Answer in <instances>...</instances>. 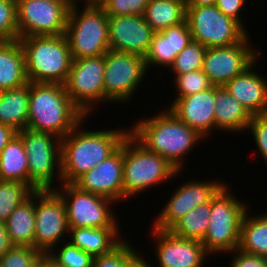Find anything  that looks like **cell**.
Returning a JSON list of instances; mask_svg holds the SVG:
<instances>
[{"mask_svg": "<svg viewBox=\"0 0 267 267\" xmlns=\"http://www.w3.org/2000/svg\"><path fill=\"white\" fill-rule=\"evenodd\" d=\"M163 108L149 118L138 119L130 127V134L148 151L165 158L178 171H183L187 155L194 152V147H198L205 138L169 108Z\"/></svg>", "mask_w": 267, "mask_h": 267, "instance_id": "1", "label": "cell"}, {"mask_svg": "<svg viewBox=\"0 0 267 267\" xmlns=\"http://www.w3.org/2000/svg\"><path fill=\"white\" fill-rule=\"evenodd\" d=\"M89 117H85L72 131L61 139L62 183H74L80 176L98 166L111 156L130 133L128 128L84 127ZM84 127V128H83ZM87 129V130H86ZM105 129V130H104Z\"/></svg>", "mask_w": 267, "mask_h": 267, "instance_id": "2", "label": "cell"}, {"mask_svg": "<svg viewBox=\"0 0 267 267\" xmlns=\"http://www.w3.org/2000/svg\"><path fill=\"white\" fill-rule=\"evenodd\" d=\"M85 115L73 104L59 83L30 82L27 127L38 132H48L63 139Z\"/></svg>", "mask_w": 267, "mask_h": 267, "instance_id": "3", "label": "cell"}, {"mask_svg": "<svg viewBox=\"0 0 267 267\" xmlns=\"http://www.w3.org/2000/svg\"><path fill=\"white\" fill-rule=\"evenodd\" d=\"M178 171L165 158L148 151L130 133L123 140V190L124 201L142 196L157 185L175 179ZM166 181V182H165Z\"/></svg>", "mask_w": 267, "mask_h": 267, "instance_id": "4", "label": "cell"}, {"mask_svg": "<svg viewBox=\"0 0 267 267\" xmlns=\"http://www.w3.org/2000/svg\"><path fill=\"white\" fill-rule=\"evenodd\" d=\"M229 187L225 183L210 200L209 228L201 243L211 257L238 249L242 219L250 207Z\"/></svg>", "mask_w": 267, "mask_h": 267, "instance_id": "5", "label": "cell"}, {"mask_svg": "<svg viewBox=\"0 0 267 267\" xmlns=\"http://www.w3.org/2000/svg\"><path fill=\"white\" fill-rule=\"evenodd\" d=\"M28 82L64 84L73 58L65 34L19 38Z\"/></svg>", "mask_w": 267, "mask_h": 267, "instance_id": "6", "label": "cell"}, {"mask_svg": "<svg viewBox=\"0 0 267 267\" xmlns=\"http://www.w3.org/2000/svg\"><path fill=\"white\" fill-rule=\"evenodd\" d=\"M80 6L71 5L65 32L73 60L105 55L110 50L109 16L100 5Z\"/></svg>", "mask_w": 267, "mask_h": 267, "instance_id": "7", "label": "cell"}, {"mask_svg": "<svg viewBox=\"0 0 267 267\" xmlns=\"http://www.w3.org/2000/svg\"><path fill=\"white\" fill-rule=\"evenodd\" d=\"M17 134L21 137L27 154L29 187L33 191L54 190L62 183L61 139L48 132L28 128Z\"/></svg>", "mask_w": 267, "mask_h": 267, "instance_id": "8", "label": "cell"}, {"mask_svg": "<svg viewBox=\"0 0 267 267\" xmlns=\"http://www.w3.org/2000/svg\"><path fill=\"white\" fill-rule=\"evenodd\" d=\"M54 191L61 197L69 228L122 227L113 212V200L83 191L73 183H61Z\"/></svg>", "mask_w": 267, "mask_h": 267, "instance_id": "9", "label": "cell"}, {"mask_svg": "<svg viewBox=\"0 0 267 267\" xmlns=\"http://www.w3.org/2000/svg\"><path fill=\"white\" fill-rule=\"evenodd\" d=\"M104 62V103L127 106L148 74L144 57L108 50Z\"/></svg>", "mask_w": 267, "mask_h": 267, "instance_id": "10", "label": "cell"}, {"mask_svg": "<svg viewBox=\"0 0 267 267\" xmlns=\"http://www.w3.org/2000/svg\"><path fill=\"white\" fill-rule=\"evenodd\" d=\"M186 21L192 40L206 48L231 46L250 34L237 20L226 16L216 5L187 6Z\"/></svg>", "mask_w": 267, "mask_h": 267, "instance_id": "11", "label": "cell"}, {"mask_svg": "<svg viewBox=\"0 0 267 267\" xmlns=\"http://www.w3.org/2000/svg\"><path fill=\"white\" fill-rule=\"evenodd\" d=\"M104 55L73 60L64 88L73 104L89 115L104 102Z\"/></svg>", "mask_w": 267, "mask_h": 267, "instance_id": "12", "label": "cell"}, {"mask_svg": "<svg viewBox=\"0 0 267 267\" xmlns=\"http://www.w3.org/2000/svg\"><path fill=\"white\" fill-rule=\"evenodd\" d=\"M19 38L63 35L66 32L70 0H16Z\"/></svg>", "mask_w": 267, "mask_h": 267, "instance_id": "13", "label": "cell"}, {"mask_svg": "<svg viewBox=\"0 0 267 267\" xmlns=\"http://www.w3.org/2000/svg\"><path fill=\"white\" fill-rule=\"evenodd\" d=\"M68 233L66 209L61 197L54 190L35 191L34 247L42 254H48L67 241Z\"/></svg>", "mask_w": 267, "mask_h": 267, "instance_id": "14", "label": "cell"}, {"mask_svg": "<svg viewBox=\"0 0 267 267\" xmlns=\"http://www.w3.org/2000/svg\"><path fill=\"white\" fill-rule=\"evenodd\" d=\"M252 41L248 34L234 45L207 48L202 70L213 85L224 86L260 58V48L253 46Z\"/></svg>", "mask_w": 267, "mask_h": 267, "instance_id": "15", "label": "cell"}, {"mask_svg": "<svg viewBox=\"0 0 267 267\" xmlns=\"http://www.w3.org/2000/svg\"><path fill=\"white\" fill-rule=\"evenodd\" d=\"M218 180V181H217ZM219 178L215 180L198 181L191 178L182 185H177L175 191L165 201L152 226L158 230H169L179 219L186 215L192 209L209 203L212 197L226 183ZM223 182V183H222Z\"/></svg>", "mask_w": 267, "mask_h": 267, "instance_id": "16", "label": "cell"}, {"mask_svg": "<svg viewBox=\"0 0 267 267\" xmlns=\"http://www.w3.org/2000/svg\"><path fill=\"white\" fill-rule=\"evenodd\" d=\"M154 237L155 261L153 267H204L209 255L201 241L176 237L169 230L149 228ZM207 257V258H206Z\"/></svg>", "mask_w": 267, "mask_h": 267, "instance_id": "17", "label": "cell"}, {"mask_svg": "<svg viewBox=\"0 0 267 267\" xmlns=\"http://www.w3.org/2000/svg\"><path fill=\"white\" fill-rule=\"evenodd\" d=\"M73 184L117 204L123 201V142L111 156L80 176Z\"/></svg>", "mask_w": 267, "mask_h": 267, "instance_id": "18", "label": "cell"}, {"mask_svg": "<svg viewBox=\"0 0 267 267\" xmlns=\"http://www.w3.org/2000/svg\"><path fill=\"white\" fill-rule=\"evenodd\" d=\"M110 50L144 57L155 34L144 16H109Z\"/></svg>", "mask_w": 267, "mask_h": 267, "instance_id": "19", "label": "cell"}, {"mask_svg": "<svg viewBox=\"0 0 267 267\" xmlns=\"http://www.w3.org/2000/svg\"><path fill=\"white\" fill-rule=\"evenodd\" d=\"M214 101L215 85L207 90L178 98L170 105L167 103L166 108L206 140L215 133Z\"/></svg>", "mask_w": 267, "mask_h": 267, "instance_id": "20", "label": "cell"}, {"mask_svg": "<svg viewBox=\"0 0 267 267\" xmlns=\"http://www.w3.org/2000/svg\"><path fill=\"white\" fill-rule=\"evenodd\" d=\"M192 41L187 21L155 32L144 56L148 71L151 72V68L155 69L156 67L165 71L169 70L177 55Z\"/></svg>", "mask_w": 267, "mask_h": 267, "instance_id": "21", "label": "cell"}, {"mask_svg": "<svg viewBox=\"0 0 267 267\" xmlns=\"http://www.w3.org/2000/svg\"><path fill=\"white\" fill-rule=\"evenodd\" d=\"M259 60L224 85L251 116L267 114V77L255 70Z\"/></svg>", "mask_w": 267, "mask_h": 267, "instance_id": "22", "label": "cell"}, {"mask_svg": "<svg viewBox=\"0 0 267 267\" xmlns=\"http://www.w3.org/2000/svg\"><path fill=\"white\" fill-rule=\"evenodd\" d=\"M121 230L120 227L69 228L67 241L95 258L111 252L125 239Z\"/></svg>", "mask_w": 267, "mask_h": 267, "instance_id": "23", "label": "cell"}, {"mask_svg": "<svg viewBox=\"0 0 267 267\" xmlns=\"http://www.w3.org/2000/svg\"><path fill=\"white\" fill-rule=\"evenodd\" d=\"M215 130L225 133H243L251 121L252 116L228 93L224 86H215Z\"/></svg>", "mask_w": 267, "mask_h": 267, "instance_id": "24", "label": "cell"}, {"mask_svg": "<svg viewBox=\"0 0 267 267\" xmlns=\"http://www.w3.org/2000/svg\"><path fill=\"white\" fill-rule=\"evenodd\" d=\"M28 83L25 55L19 39L0 42V91L21 87Z\"/></svg>", "mask_w": 267, "mask_h": 267, "instance_id": "25", "label": "cell"}, {"mask_svg": "<svg viewBox=\"0 0 267 267\" xmlns=\"http://www.w3.org/2000/svg\"><path fill=\"white\" fill-rule=\"evenodd\" d=\"M30 82L0 91V123L21 131L27 127L29 113Z\"/></svg>", "mask_w": 267, "mask_h": 267, "instance_id": "26", "label": "cell"}, {"mask_svg": "<svg viewBox=\"0 0 267 267\" xmlns=\"http://www.w3.org/2000/svg\"><path fill=\"white\" fill-rule=\"evenodd\" d=\"M14 246L34 247L35 191L4 222Z\"/></svg>", "mask_w": 267, "mask_h": 267, "instance_id": "27", "label": "cell"}, {"mask_svg": "<svg viewBox=\"0 0 267 267\" xmlns=\"http://www.w3.org/2000/svg\"><path fill=\"white\" fill-rule=\"evenodd\" d=\"M250 207L241 223L238 249L249 254L267 257V212L251 215Z\"/></svg>", "mask_w": 267, "mask_h": 267, "instance_id": "28", "label": "cell"}, {"mask_svg": "<svg viewBox=\"0 0 267 267\" xmlns=\"http://www.w3.org/2000/svg\"><path fill=\"white\" fill-rule=\"evenodd\" d=\"M0 180L21 182L29 186L27 154L18 134L13 136L0 154Z\"/></svg>", "mask_w": 267, "mask_h": 267, "instance_id": "29", "label": "cell"}, {"mask_svg": "<svg viewBox=\"0 0 267 267\" xmlns=\"http://www.w3.org/2000/svg\"><path fill=\"white\" fill-rule=\"evenodd\" d=\"M185 0H150L144 19L155 32L168 29L186 21Z\"/></svg>", "mask_w": 267, "mask_h": 267, "instance_id": "30", "label": "cell"}, {"mask_svg": "<svg viewBox=\"0 0 267 267\" xmlns=\"http://www.w3.org/2000/svg\"><path fill=\"white\" fill-rule=\"evenodd\" d=\"M210 202L202 204L179 219L169 231L176 237L202 241L208 228Z\"/></svg>", "mask_w": 267, "mask_h": 267, "instance_id": "31", "label": "cell"}, {"mask_svg": "<svg viewBox=\"0 0 267 267\" xmlns=\"http://www.w3.org/2000/svg\"><path fill=\"white\" fill-rule=\"evenodd\" d=\"M33 192L25 183L0 180V222H5Z\"/></svg>", "mask_w": 267, "mask_h": 267, "instance_id": "32", "label": "cell"}, {"mask_svg": "<svg viewBox=\"0 0 267 267\" xmlns=\"http://www.w3.org/2000/svg\"><path fill=\"white\" fill-rule=\"evenodd\" d=\"M207 48L198 42L192 41L180 52L173 65L170 67V74L182 75L191 71L203 69L204 55Z\"/></svg>", "mask_w": 267, "mask_h": 267, "instance_id": "33", "label": "cell"}, {"mask_svg": "<svg viewBox=\"0 0 267 267\" xmlns=\"http://www.w3.org/2000/svg\"><path fill=\"white\" fill-rule=\"evenodd\" d=\"M62 267H92L93 257L68 241L60 243L47 254Z\"/></svg>", "mask_w": 267, "mask_h": 267, "instance_id": "34", "label": "cell"}, {"mask_svg": "<svg viewBox=\"0 0 267 267\" xmlns=\"http://www.w3.org/2000/svg\"><path fill=\"white\" fill-rule=\"evenodd\" d=\"M173 88L175 86V97L170 101L173 103L176 99L207 90L213 86L209 78L202 69L191 71L182 75H173ZM177 94V95H176Z\"/></svg>", "mask_w": 267, "mask_h": 267, "instance_id": "35", "label": "cell"}, {"mask_svg": "<svg viewBox=\"0 0 267 267\" xmlns=\"http://www.w3.org/2000/svg\"><path fill=\"white\" fill-rule=\"evenodd\" d=\"M42 255L35 247L13 246L0 258V267H38Z\"/></svg>", "mask_w": 267, "mask_h": 267, "instance_id": "36", "label": "cell"}, {"mask_svg": "<svg viewBox=\"0 0 267 267\" xmlns=\"http://www.w3.org/2000/svg\"><path fill=\"white\" fill-rule=\"evenodd\" d=\"M111 252L95 257L92 267H126L128 259L138 250L128 236Z\"/></svg>", "mask_w": 267, "mask_h": 267, "instance_id": "37", "label": "cell"}, {"mask_svg": "<svg viewBox=\"0 0 267 267\" xmlns=\"http://www.w3.org/2000/svg\"><path fill=\"white\" fill-rule=\"evenodd\" d=\"M0 39H19L16 0H0Z\"/></svg>", "mask_w": 267, "mask_h": 267, "instance_id": "38", "label": "cell"}, {"mask_svg": "<svg viewBox=\"0 0 267 267\" xmlns=\"http://www.w3.org/2000/svg\"><path fill=\"white\" fill-rule=\"evenodd\" d=\"M150 0H103L99 5L108 16H143Z\"/></svg>", "mask_w": 267, "mask_h": 267, "instance_id": "39", "label": "cell"}, {"mask_svg": "<svg viewBox=\"0 0 267 267\" xmlns=\"http://www.w3.org/2000/svg\"><path fill=\"white\" fill-rule=\"evenodd\" d=\"M248 131V132H247ZM245 133H251L257 153L267 164V114L252 116Z\"/></svg>", "mask_w": 267, "mask_h": 267, "instance_id": "40", "label": "cell"}, {"mask_svg": "<svg viewBox=\"0 0 267 267\" xmlns=\"http://www.w3.org/2000/svg\"><path fill=\"white\" fill-rule=\"evenodd\" d=\"M230 267H267V257L245 253L239 249L230 252Z\"/></svg>", "mask_w": 267, "mask_h": 267, "instance_id": "41", "label": "cell"}, {"mask_svg": "<svg viewBox=\"0 0 267 267\" xmlns=\"http://www.w3.org/2000/svg\"><path fill=\"white\" fill-rule=\"evenodd\" d=\"M247 2V0H217L216 7L226 16L237 20L246 30H248L245 27L246 24L243 23L245 18L244 14L241 13L244 11L243 9L246 8Z\"/></svg>", "mask_w": 267, "mask_h": 267, "instance_id": "42", "label": "cell"}, {"mask_svg": "<svg viewBox=\"0 0 267 267\" xmlns=\"http://www.w3.org/2000/svg\"><path fill=\"white\" fill-rule=\"evenodd\" d=\"M146 255L148 254L145 253L144 255L143 250H137L126 262V267H153V265L151 264L152 262H150V260L148 262V260L146 259Z\"/></svg>", "mask_w": 267, "mask_h": 267, "instance_id": "43", "label": "cell"}, {"mask_svg": "<svg viewBox=\"0 0 267 267\" xmlns=\"http://www.w3.org/2000/svg\"><path fill=\"white\" fill-rule=\"evenodd\" d=\"M16 134L17 131L14 130L11 126L0 123V154Z\"/></svg>", "mask_w": 267, "mask_h": 267, "instance_id": "44", "label": "cell"}, {"mask_svg": "<svg viewBox=\"0 0 267 267\" xmlns=\"http://www.w3.org/2000/svg\"><path fill=\"white\" fill-rule=\"evenodd\" d=\"M14 245L12 244L4 222H0V258Z\"/></svg>", "mask_w": 267, "mask_h": 267, "instance_id": "45", "label": "cell"}, {"mask_svg": "<svg viewBox=\"0 0 267 267\" xmlns=\"http://www.w3.org/2000/svg\"><path fill=\"white\" fill-rule=\"evenodd\" d=\"M217 0H185L187 6H213Z\"/></svg>", "mask_w": 267, "mask_h": 267, "instance_id": "46", "label": "cell"}, {"mask_svg": "<svg viewBox=\"0 0 267 267\" xmlns=\"http://www.w3.org/2000/svg\"><path fill=\"white\" fill-rule=\"evenodd\" d=\"M38 267H62L53 261L47 254H43L39 261Z\"/></svg>", "mask_w": 267, "mask_h": 267, "instance_id": "47", "label": "cell"}, {"mask_svg": "<svg viewBox=\"0 0 267 267\" xmlns=\"http://www.w3.org/2000/svg\"><path fill=\"white\" fill-rule=\"evenodd\" d=\"M103 0H70L71 4H91V5H99Z\"/></svg>", "mask_w": 267, "mask_h": 267, "instance_id": "48", "label": "cell"}]
</instances>
